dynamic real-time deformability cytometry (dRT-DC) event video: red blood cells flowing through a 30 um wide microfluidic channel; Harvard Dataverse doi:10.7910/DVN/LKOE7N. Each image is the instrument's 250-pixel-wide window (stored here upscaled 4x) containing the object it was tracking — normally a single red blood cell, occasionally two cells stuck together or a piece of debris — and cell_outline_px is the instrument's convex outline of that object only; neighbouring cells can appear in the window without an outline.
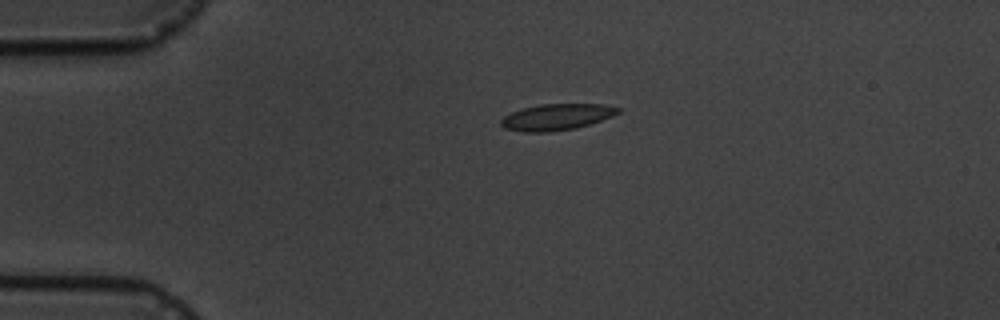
{"species": "common noctule bat (a hibernating species)", "species_latin": "Nyctalus noctula", "temperature_condition": "cold", "stored_images_in_passage": 2, "camera_frame_rate_fps": 3000, "um_per_image_px": 0.085, "animal": {"sex": "male", "body_mass_g": 19.5, "forearm_length_mm": 54.6}, "frame": {"image": 1, "passage_image": 1, "time_ms": 0.0, "image_size_px": [1000, 320], "cell_outline_px": [[620, 112], [612, 116], [576, 128], [552, 132], [524, 132], [504, 128], [500, 124], [500, 120], [504, 116], [512, 112], [524, 108], [540, 104], [604, 104], [620, 108]], "centroid_in_image_um": [47.29, 9.95], "position_along_channel_um": 37.7, "area_um2": 17.86}}